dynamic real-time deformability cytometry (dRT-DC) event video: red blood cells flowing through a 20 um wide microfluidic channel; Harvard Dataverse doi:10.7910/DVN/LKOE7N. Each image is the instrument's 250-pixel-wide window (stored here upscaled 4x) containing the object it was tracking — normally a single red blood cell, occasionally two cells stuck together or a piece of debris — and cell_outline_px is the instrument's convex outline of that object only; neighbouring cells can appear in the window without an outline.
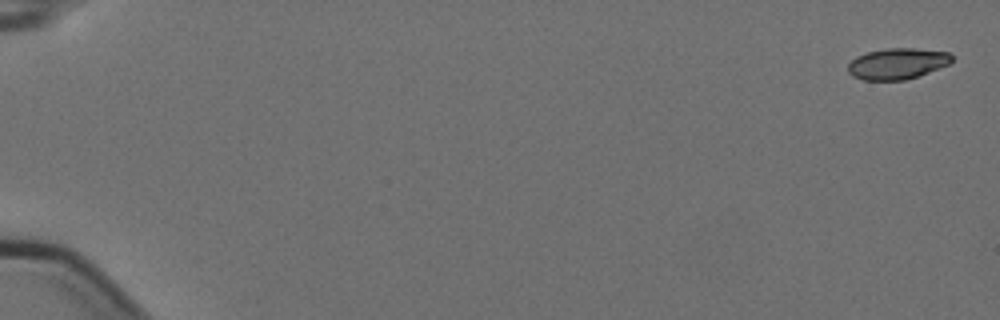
{"species": "Egyptian fruit bat (a non-hibernating species)", "species_latin": "Rousettus aegyptiacus", "temperature_condition": "cold", "stored_images_in_passage": 10, "camera_frame_rate_fps": 3000, "um_per_image_px": 0.085, "animal": {"sex": "female"}, "frame": {"image": 1, "passage_image": 1, "time_ms": 0.0, "image_size_px": [1000, 320], "cell_outline_px": [[952, 60], [948, 64], [928, 72], [904, 80], [864, 80], [852, 76], [848, 72], [848, 64], [856, 56], [868, 52], [888, 48], [912, 48], [948, 52], [952, 56]], "centroid_in_image_um": [76.24, 5.41], "position_along_channel_um": 8.8, "area_um2": 18.55}}
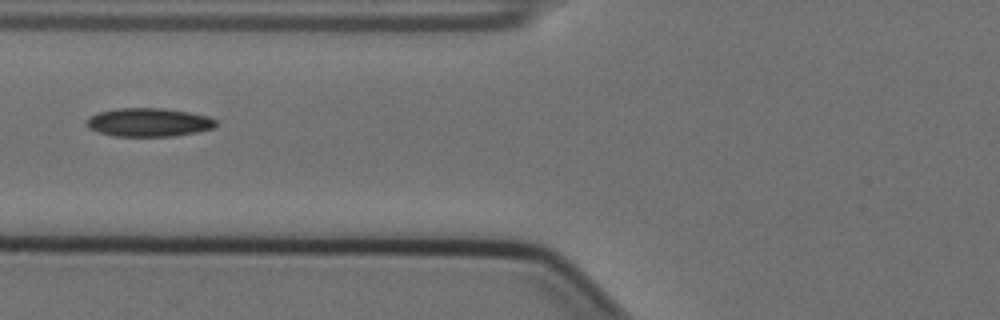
{"frame": {"image": 2, "passage_image": 7, "time_ms": 2.0, "image_size_px": [1000, 320], "cell_outline_px": [[216, 124], [212, 128], [196, 132], [172, 136], [112, 136], [96, 132], [88, 128], [88, 116], [96, 112], [116, 108], [164, 108], [188, 112], [208, 116], [216, 120]], "centroid_in_image_um": [12.59, 10.39], "position_along_channel_um": 113.2, "area_um2": 21.56}}
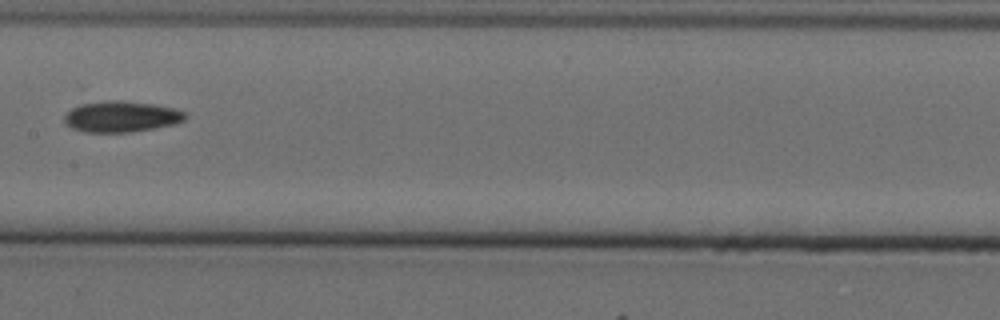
{"frame": {"image": 3, "passage_image": 9, "time_ms": 2.667, "image_size_px": [1000, 320], "cell_outline_px": [[188, 116], [184, 120], [176, 124], [132, 132], [84, 132], [72, 128], [64, 124], [64, 116], [72, 108], [80, 104], [112, 100], [152, 104], [172, 108], [184, 112]], "centroid_in_image_um": [10.29, 9.93], "position_along_channel_um": 197.1, "area_um2": 21.68}}